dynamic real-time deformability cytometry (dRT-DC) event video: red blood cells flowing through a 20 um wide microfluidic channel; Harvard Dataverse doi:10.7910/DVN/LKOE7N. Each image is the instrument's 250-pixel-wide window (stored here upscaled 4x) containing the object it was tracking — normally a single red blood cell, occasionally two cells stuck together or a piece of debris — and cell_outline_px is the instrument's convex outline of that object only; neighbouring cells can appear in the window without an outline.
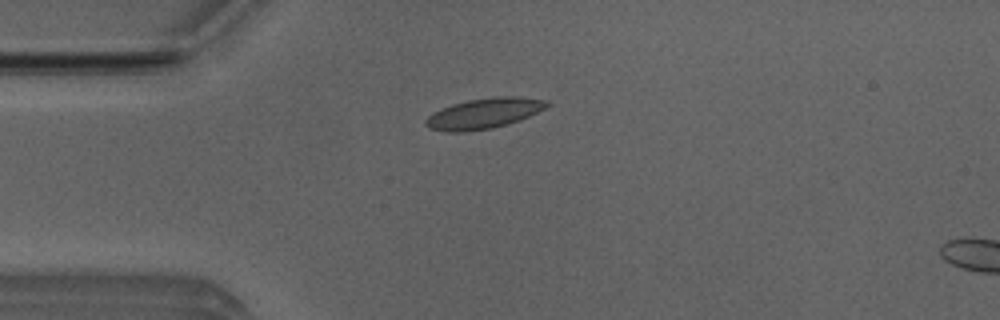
{"species": "Egyptian fruit bat (a non-hibernating species)", "species_latin": "Rousettus aegyptiacus", "temperature_condition": "room temperature", "stored_images_in_passage": 3, "camera_frame_rate_fps": 3000, "um_per_image_px": 0.085, "animal": {"sex": "male"}, "frame": {"image": 1, "passage_image": 2, "time_ms": 0.333, "image_size_px": [1000, 320], "cell_outline_px": [[552, 104], [528, 116], [492, 128], [464, 132], [448, 132], [428, 128], [424, 124], [424, 120], [432, 112], [452, 104], [468, 100], [500, 96], [516, 96], [548, 100]], "centroid_in_image_um": [41.09, 9.63], "position_along_channel_um": 43.9, "area_um2": 21.33}}